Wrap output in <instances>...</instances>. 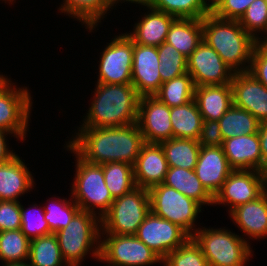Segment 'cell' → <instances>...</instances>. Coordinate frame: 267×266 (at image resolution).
Segmentation results:
<instances>
[{
    "label": "cell",
    "instance_id": "obj_14",
    "mask_svg": "<svg viewBox=\"0 0 267 266\" xmlns=\"http://www.w3.org/2000/svg\"><path fill=\"white\" fill-rule=\"evenodd\" d=\"M187 72L195 87L231 83L234 72L203 40L187 58Z\"/></svg>",
    "mask_w": 267,
    "mask_h": 266
},
{
    "label": "cell",
    "instance_id": "obj_24",
    "mask_svg": "<svg viewBox=\"0 0 267 266\" xmlns=\"http://www.w3.org/2000/svg\"><path fill=\"white\" fill-rule=\"evenodd\" d=\"M194 100L203 120L218 121L233 105L231 84L195 87Z\"/></svg>",
    "mask_w": 267,
    "mask_h": 266
},
{
    "label": "cell",
    "instance_id": "obj_6",
    "mask_svg": "<svg viewBox=\"0 0 267 266\" xmlns=\"http://www.w3.org/2000/svg\"><path fill=\"white\" fill-rule=\"evenodd\" d=\"M191 237L200 246L210 266H245L254 256L251 245L243 236L225 227H198Z\"/></svg>",
    "mask_w": 267,
    "mask_h": 266
},
{
    "label": "cell",
    "instance_id": "obj_42",
    "mask_svg": "<svg viewBox=\"0 0 267 266\" xmlns=\"http://www.w3.org/2000/svg\"><path fill=\"white\" fill-rule=\"evenodd\" d=\"M21 229L20 202L0 200V232Z\"/></svg>",
    "mask_w": 267,
    "mask_h": 266
},
{
    "label": "cell",
    "instance_id": "obj_12",
    "mask_svg": "<svg viewBox=\"0 0 267 266\" xmlns=\"http://www.w3.org/2000/svg\"><path fill=\"white\" fill-rule=\"evenodd\" d=\"M267 189V174L259 170H233L214 196V206H228L230 213L237 206L258 198Z\"/></svg>",
    "mask_w": 267,
    "mask_h": 266
},
{
    "label": "cell",
    "instance_id": "obj_9",
    "mask_svg": "<svg viewBox=\"0 0 267 266\" xmlns=\"http://www.w3.org/2000/svg\"><path fill=\"white\" fill-rule=\"evenodd\" d=\"M99 261L108 266H150L162 263V259L135 235L115 234H101Z\"/></svg>",
    "mask_w": 267,
    "mask_h": 266
},
{
    "label": "cell",
    "instance_id": "obj_43",
    "mask_svg": "<svg viewBox=\"0 0 267 266\" xmlns=\"http://www.w3.org/2000/svg\"><path fill=\"white\" fill-rule=\"evenodd\" d=\"M248 72L267 88V45L256 43Z\"/></svg>",
    "mask_w": 267,
    "mask_h": 266
},
{
    "label": "cell",
    "instance_id": "obj_48",
    "mask_svg": "<svg viewBox=\"0 0 267 266\" xmlns=\"http://www.w3.org/2000/svg\"><path fill=\"white\" fill-rule=\"evenodd\" d=\"M11 79L8 76H5L0 73V90L10 81Z\"/></svg>",
    "mask_w": 267,
    "mask_h": 266
},
{
    "label": "cell",
    "instance_id": "obj_41",
    "mask_svg": "<svg viewBox=\"0 0 267 266\" xmlns=\"http://www.w3.org/2000/svg\"><path fill=\"white\" fill-rule=\"evenodd\" d=\"M254 0H220L212 9L216 17L239 21Z\"/></svg>",
    "mask_w": 267,
    "mask_h": 266
},
{
    "label": "cell",
    "instance_id": "obj_35",
    "mask_svg": "<svg viewBox=\"0 0 267 266\" xmlns=\"http://www.w3.org/2000/svg\"><path fill=\"white\" fill-rule=\"evenodd\" d=\"M30 240L18 230L0 232V262L23 263L28 261Z\"/></svg>",
    "mask_w": 267,
    "mask_h": 266
},
{
    "label": "cell",
    "instance_id": "obj_44",
    "mask_svg": "<svg viewBox=\"0 0 267 266\" xmlns=\"http://www.w3.org/2000/svg\"><path fill=\"white\" fill-rule=\"evenodd\" d=\"M198 141L200 145L206 147H222L224 140L219 122L215 120H203Z\"/></svg>",
    "mask_w": 267,
    "mask_h": 266
},
{
    "label": "cell",
    "instance_id": "obj_2",
    "mask_svg": "<svg viewBox=\"0 0 267 266\" xmlns=\"http://www.w3.org/2000/svg\"><path fill=\"white\" fill-rule=\"evenodd\" d=\"M80 127H119L137 123L140 95L132 84L96 83Z\"/></svg>",
    "mask_w": 267,
    "mask_h": 266
},
{
    "label": "cell",
    "instance_id": "obj_36",
    "mask_svg": "<svg viewBox=\"0 0 267 266\" xmlns=\"http://www.w3.org/2000/svg\"><path fill=\"white\" fill-rule=\"evenodd\" d=\"M56 196L50 198L48 203L43 206L45 212L44 219L47 221L50 232L55 234L57 231L65 228L74 217V215L80 210L79 206L74 200L69 198H58ZM55 199V200H54ZM48 204V205H47Z\"/></svg>",
    "mask_w": 267,
    "mask_h": 266
},
{
    "label": "cell",
    "instance_id": "obj_7",
    "mask_svg": "<svg viewBox=\"0 0 267 266\" xmlns=\"http://www.w3.org/2000/svg\"><path fill=\"white\" fill-rule=\"evenodd\" d=\"M150 211L148 189L136 187L114 199L101 218V234L135 235Z\"/></svg>",
    "mask_w": 267,
    "mask_h": 266
},
{
    "label": "cell",
    "instance_id": "obj_38",
    "mask_svg": "<svg viewBox=\"0 0 267 266\" xmlns=\"http://www.w3.org/2000/svg\"><path fill=\"white\" fill-rule=\"evenodd\" d=\"M162 263L163 266H210L200 246L192 237L170 252Z\"/></svg>",
    "mask_w": 267,
    "mask_h": 266
},
{
    "label": "cell",
    "instance_id": "obj_4",
    "mask_svg": "<svg viewBox=\"0 0 267 266\" xmlns=\"http://www.w3.org/2000/svg\"><path fill=\"white\" fill-rule=\"evenodd\" d=\"M55 235L67 266H80L88 254L99 261L101 219L95 214L79 210L70 223Z\"/></svg>",
    "mask_w": 267,
    "mask_h": 266
},
{
    "label": "cell",
    "instance_id": "obj_17",
    "mask_svg": "<svg viewBox=\"0 0 267 266\" xmlns=\"http://www.w3.org/2000/svg\"><path fill=\"white\" fill-rule=\"evenodd\" d=\"M233 105L258 121H267V88L249 72H236L231 81Z\"/></svg>",
    "mask_w": 267,
    "mask_h": 266
},
{
    "label": "cell",
    "instance_id": "obj_10",
    "mask_svg": "<svg viewBox=\"0 0 267 266\" xmlns=\"http://www.w3.org/2000/svg\"><path fill=\"white\" fill-rule=\"evenodd\" d=\"M11 80L0 90V129L24 141L28 136L33 99L26 86L16 87Z\"/></svg>",
    "mask_w": 267,
    "mask_h": 266
},
{
    "label": "cell",
    "instance_id": "obj_25",
    "mask_svg": "<svg viewBox=\"0 0 267 266\" xmlns=\"http://www.w3.org/2000/svg\"><path fill=\"white\" fill-rule=\"evenodd\" d=\"M62 3L59 12L82 22L90 33L106 18L108 11L114 8L108 0H63Z\"/></svg>",
    "mask_w": 267,
    "mask_h": 266
},
{
    "label": "cell",
    "instance_id": "obj_19",
    "mask_svg": "<svg viewBox=\"0 0 267 266\" xmlns=\"http://www.w3.org/2000/svg\"><path fill=\"white\" fill-rule=\"evenodd\" d=\"M168 168L161 144L145 142L133 165L136 187L149 190L163 183Z\"/></svg>",
    "mask_w": 267,
    "mask_h": 266
},
{
    "label": "cell",
    "instance_id": "obj_30",
    "mask_svg": "<svg viewBox=\"0 0 267 266\" xmlns=\"http://www.w3.org/2000/svg\"><path fill=\"white\" fill-rule=\"evenodd\" d=\"M223 140L258 133L260 121L251 113L232 105L218 120Z\"/></svg>",
    "mask_w": 267,
    "mask_h": 266
},
{
    "label": "cell",
    "instance_id": "obj_51",
    "mask_svg": "<svg viewBox=\"0 0 267 266\" xmlns=\"http://www.w3.org/2000/svg\"><path fill=\"white\" fill-rule=\"evenodd\" d=\"M220 0H207L209 7L212 9Z\"/></svg>",
    "mask_w": 267,
    "mask_h": 266
},
{
    "label": "cell",
    "instance_id": "obj_28",
    "mask_svg": "<svg viewBox=\"0 0 267 266\" xmlns=\"http://www.w3.org/2000/svg\"><path fill=\"white\" fill-rule=\"evenodd\" d=\"M170 120L173 138L198 141L203 119L194 99L184 105L170 107Z\"/></svg>",
    "mask_w": 267,
    "mask_h": 266
},
{
    "label": "cell",
    "instance_id": "obj_23",
    "mask_svg": "<svg viewBox=\"0 0 267 266\" xmlns=\"http://www.w3.org/2000/svg\"><path fill=\"white\" fill-rule=\"evenodd\" d=\"M222 149L233 170H259L262 172L258 133L226 139L223 141Z\"/></svg>",
    "mask_w": 267,
    "mask_h": 266
},
{
    "label": "cell",
    "instance_id": "obj_32",
    "mask_svg": "<svg viewBox=\"0 0 267 266\" xmlns=\"http://www.w3.org/2000/svg\"><path fill=\"white\" fill-rule=\"evenodd\" d=\"M195 85L187 72L161 84L160 90L154 95L168 107L184 105L194 99Z\"/></svg>",
    "mask_w": 267,
    "mask_h": 266
},
{
    "label": "cell",
    "instance_id": "obj_46",
    "mask_svg": "<svg viewBox=\"0 0 267 266\" xmlns=\"http://www.w3.org/2000/svg\"><path fill=\"white\" fill-rule=\"evenodd\" d=\"M258 134L262 156V172L267 174V121L260 123Z\"/></svg>",
    "mask_w": 267,
    "mask_h": 266
},
{
    "label": "cell",
    "instance_id": "obj_37",
    "mask_svg": "<svg viewBox=\"0 0 267 266\" xmlns=\"http://www.w3.org/2000/svg\"><path fill=\"white\" fill-rule=\"evenodd\" d=\"M157 51L162 83L187 73V58L175 47L163 42L157 47Z\"/></svg>",
    "mask_w": 267,
    "mask_h": 266
},
{
    "label": "cell",
    "instance_id": "obj_1",
    "mask_svg": "<svg viewBox=\"0 0 267 266\" xmlns=\"http://www.w3.org/2000/svg\"><path fill=\"white\" fill-rule=\"evenodd\" d=\"M66 143L93 164L124 162L134 165L145 143L137 123L119 127H78Z\"/></svg>",
    "mask_w": 267,
    "mask_h": 266
},
{
    "label": "cell",
    "instance_id": "obj_3",
    "mask_svg": "<svg viewBox=\"0 0 267 266\" xmlns=\"http://www.w3.org/2000/svg\"><path fill=\"white\" fill-rule=\"evenodd\" d=\"M202 27V40L220 55L234 73L249 71L257 41L239 21L222 19L210 13L202 18Z\"/></svg>",
    "mask_w": 267,
    "mask_h": 266
},
{
    "label": "cell",
    "instance_id": "obj_22",
    "mask_svg": "<svg viewBox=\"0 0 267 266\" xmlns=\"http://www.w3.org/2000/svg\"><path fill=\"white\" fill-rule=\"evenodd\" d=\"M16 154L9 161L0 164V200L19 201V197L30 193L35 179L29 167Z\"/></svg>",
    "mask_w": 267,
    "mask_h": 266
},
{
    "label": "cell",
    "instance_id": "obj_8",
    "mask_svg": "<svg viewBox=\"0 0 267 266\" xmlns=\"http://www.w3.org/2000/svg\"><path fill=\"white\" fill-rule=\"evenodd\" d=\"M148 192L152 213L179 225L190 236L196 232L198 214L203 210L198 202L163 183Z\"/></svg>",
    "mask_w": 267,
    "mask_h": 266
},
{
    "label": "cell",
    "instance_id": "obj_50",
    "mask_svg": "<svg viewBox=\"0 0 267 266\" xmlns=\"http://www.w3.org/2000/svg\"><path fill=\"white\" fill-rule=\"evenodd\" d=\"M1 266H31L28 262L23 263H6L2 264Z\"/></svg>",
    "mask_w": 267,
    "mask_h": 266
},
{
    "label": "cell",
    "instance_id": "obj_11",
    "mask_svg": "<svg viewBox=\"0 0 267 266\" xmlns=\"http://www.w3.org/2000/svg\"><path fill=\"white\" fill-rule=\"evenodd\" d=\"M100 55L98 79L102 84H131L133 41L126 34L115 35Z\"/></svg>",
    "mask_w": 267,
    "mask_h": 266
},
{
    "label": "cell",
    "instance_id": "obj_52",
    "mask_svg": "<svg viewBox=\"0 0 267 266\" xmlns=\"http://www.w3.org/2000/svg\"><path fill=\"white\" fill-rule=\"evenodd\" d=\"M2 1H4L5 3L8 2L9 5H10V4H11V5L14 4L13 1L15 2V0H2Z\"/></svg>",
    "mask_w": 267,
    "mask_h": 266
},
{
    "label": "cell",
    "instance_id": "obj_18",
    "mask_svg": "<svg viewBox=\"0 0 267 266\" xmlns=\"http://www.w3.org/2000/svg\"><path fill=\"white\" fill-rule=\"evenodd\" d=\"M194 171L202 185L214 197L233 169L230 167L222 147L201 145Z\"/></svg>",
    "mask_w": 267,
    "mask_h": 266
},
{
    "label": "cell",
    "instance_id": "obj_27",
    "mask_svg": "<svg viewBox=\"0 0 267 266\" xmlns=\"http://www.w3.org/2000/svg\"><path fill=\"white\" fill-rule=\"evenodd\" d=\"M163 184L195 200L201 206L214 204V197L202 185L194 170L169 167Z\"/></svg>",
    "mask_w": 267,
    "mask_h": 266
},
{
    "label": "cell",
    "instance_id": "obj_49",
    "mask_svg": "<svg viewBox=\"0 0 267 266\" xmlns=\"http://www.w3.org/2000/svg\"><path fill=\"white\" fill-rule=\"evenodd\" d=\"M257 42L260 43V44H263V45H267V30L262 36L259 37Z\"/></svg>",
    "mask_w": 267,
    "mask_h": 266
},
{
    "label": "cell",
    "instance_id": "obj_33",
    "mask_svg": "<svg viewBox=\"0 0 267 266\" xmlns=\"http://www.w3.org/2000/svg\"><path fill=\"white\" fill-rule=\"evenodd\" d=\"M101 165L105 185L114 199L136 188L133 165L124 162H109Z\"/></svg>",
    "mask_w": 267,
    "mask_h": 266
},
{
    "label": "cell",
    "instance_id": "obj_15",
    "mask_svg": "<svg viewBox=\"0 0 267 266\" xmlns=\"http://www.w3.org/2000/svg\"><path fill=\"white\" fill-rule=\"evenodd\" d=\"M137 124L146 143H158L173 138L170 107L155 96H141Z\"/></svg>",
    "mask_w": 267,
    "mask_h": 266
},
{
    "label": "cell",
    "instance_id": "obj_29",
    "mask_svg": "<svg viewBox=\"0 0 267 266\" xmlns=\"http://www.w3.org/2000/svg\"><path fill=\"white\" fill-rule=\"evenodd\" d=\"M167 160L168 167H180L194 170L201 145L193 139L171 138L160 143Z\"/></svg>",
    "mask_w": 267,
    "mask_h": 266
},
{
    "label": "cell",
    "instance_id": "obj_13",
    "mask_svg": "<svg viewBox=\"0 0 267 266\" xmlns=\"http://www.w3.org/2000/svg\"><path fill=\"white\" fill-rule=\"evenodd\" d=\"M135 236L162 260L191 237L179 225L163 219L151 211L138 227Z\"/></svg>",
    "mask_w": 267,
    "mask_h": 266
},
{
    "label": "cell",
    "instance_id": "obj_40",
    "mask_svg": "<svg viewBox=\"0 0 267 266\" xmlns=\"http://www.w3.org/2000/svg\"><path fill=\"white\" fill-rule=\"evenodd\" d=\"M239 23L257 41L259 35L262 36L267 30L266 0H254L240 18Z\"/></svg>",
    "mask_w": 267,
    "mask_h": 266
},
{
    "label": "cell",
    "instance_id": "obj_5",
    "mask_svg": "<svg viewBox=\"0 0 267 266\" xmlns=\"http://www.w3.org/2000/svg\"><path fill=\"white\" fill-rule=\"evenodd\" d=\"M65 144L66 151H70L76 157L70 197L80 210L98 215L101 219L114 201L105 185L103 167L101 164H93L82 159L67 143Z\"/></svg>",
    "mask_w": 267,
    "mask_h": 266
},
{
    "label": "cell",
    "instance_id": "obj_16",
    "mask_svg": "<svg viewBox=\"0 0 267 266\" xmlns=\"http://www.w3.org/2000/svg\"><path fill=\"white\" fill-rule=\"evenodd\" d=\"M157 47L133 42L131 84L140 96H154L161 87Z\"/></svg>",
    "mask_w": 267,
    "mask_h": 266
},
{
    "label": "cell",
    "instance_id": "obj_45",
    "mask_svg": "<svg viewBox=\"0 0 267 266\" xmlns=\"http://www.w3.org/2000/svg\"><path fill=\"white\" fill-rule=\"evenodd\" d=\"M6 135H10L9 137H12L11 133L0 129V164L9 161L13 156L16 155V152H13V149L11 150V148L8 146V137Z\"/></svg>",
    "mask_w": 267,
    "mask_h": 266
},
{
    "label": "cell",
    "instance_id": "obj_31",
    "mask_svg": "<svg viewBox=\"0 0 267 266\" xmlns=\"http://www.w3.org/2000/svg\"><path fill=\"white\" fill-rule=\"evenodd\" d=\"M27 262L31 266H67L55 234L31 240Z\"/></svg>",
    "mask_w": 267,
    "mask_h": 266
},
{
    "label": "cell",
    "instance_id": "obj_26",
    "mask_svg": "<svg viewBox=\"0 0 267 266\" xmlns=\"http://www.w3.org/2000/svg\"><path fill=\"white\" fill-rule=\"evenodd\" d=\"M202 39V19L176 18L169 28L165 42L188 58Z\"/></svg>",
    "mask_w": 267,
    "mask_h": 266
},
{
    "label": "cell",
    "instance_id": "obj_21",
    "mask_svg": "<svg viewBox=\"0 0 267 266\" xmlns=\"http://www.w3.org/2000/svg\"><path fill=\"white\" fill-rule=\"evenodd\" d=\"M141 6L146 7L147 13L145 12L134 24L133 31L126 32V34L134 43L158 47L165 42L169 28L176 17L156 10L146 3Z\"/></svg>",
    "mask_w": 267,
    "mask_h": 266
},
{
    "label": "cell",
    "instance_id": "obj_34",
    "mask_svg": "<svg viewBox=\"0 0 267 266\" xmlns=\"http://www.w3.org/2000/svg\"><path fill=\"white\" fill-rule=\"evenodd\" d=\"M146 4L176 18L202 19L211 13L207 0H147Z\"/></svg>",
    "mask_w": 267,
    "mask_h": 266
},
{
    "label": "cell",
    "instance_id": "obj_39",
    "mask_svg": "<svg viewBox=\"0 0 267 266\" xmlns=\"http://www.w3.org/2000/svg\"><path fill=\"white\" fill-rule=\"evenodd\" d=\"M37 208V209H36ZM21 232L31 241L41 236L52 234L47 221L44 219L43 206L30 205L27 209L20 202ZM38 211V212H36Z\"/></svg>",
    "mask_w": 267,
    "mask_h": 266
},
{
    "label": "cell",
    "instance_id": "obj_20",
    "mask_svg": "<svg viewBox=\"0 0 267 266\" xmlns=\"http://www.w3.org/2000/svg\"><path fill=\"white\" fill-rule=\"evenodd\" d=\"M228 215L242 235L247 236L243 238L248 244L252 239L263 240L267 236V189L255 200L237 206Z\"/></svg>",
    "mask_w": 267,
    "mask_h": 266
},
{
    "label": "cell",
    "instance_id": "obj_47",
    "mask_svg": "<svg viewBox=\"0 0 267 266\" xmlns=\"http://www.w3.org/2000/svg\"><path fill=\"white\" fill-rule=\"evenodd\" d=\"M110 2V4L114 7H116V5L118 3H125V2H129V3H135V4H138L139 6L141 4H144L146 3L147 0H108Z\"/></svg>",
    "mask_w": 267,
    "mask_h": 266
}]
</instances>
